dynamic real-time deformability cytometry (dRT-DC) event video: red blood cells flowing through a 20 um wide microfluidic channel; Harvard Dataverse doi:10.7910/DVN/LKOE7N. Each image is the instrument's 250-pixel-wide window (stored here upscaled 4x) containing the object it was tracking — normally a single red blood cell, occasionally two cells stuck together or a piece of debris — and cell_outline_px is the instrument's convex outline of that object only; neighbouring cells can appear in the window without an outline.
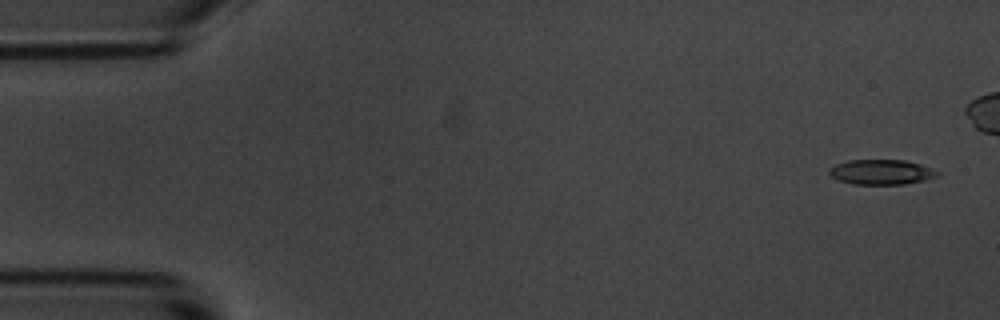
{"species": "common noctule bat (a hibernating species)", "species_latin": "Nyctalus noctula", "temperature_condition": "room temperature", "stored_images_in_passage": 5, "segment_of_instrument_passage": [2, 2], "camera_frame_rate_fps": 3000, "um_per_image_px": 0.085, "animal": {"sex": "male", "body_mass_g": 20.1, "forearm_length_mm": 53.5}, "frame": {"image": 1, "passage_image": 5, "time_ms": 1.333, "image_size_px": [1000, 320], "cell_outline_px": [[940, 172], [936, 176], [924, 180], [904, 184], [852, 184], [840, 180], [832, 176], [828, 172], [828, 168], [836, 164], [848, 160], [904, 160], [920, 164]], "centroid_in_image_um": [74.89, 14.62], "position_along_channel_um": 10.1, "area_um2": 15.61}}